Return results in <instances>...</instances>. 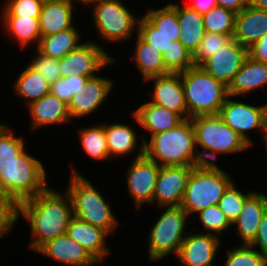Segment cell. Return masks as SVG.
Masks as SVG:
<instances>
[{"instance_id": "obj_1", "label": "cell", "mask_w": 267, "mask_h": 266, "mask_svg": "<svg viewBox=\"0 0 267 266\" xmlns=\"http://www.w3.org/2000/svg\"><path fill=\"white\" fill-rule=\"evenodd\" d=\"M64 192V193H63ZM49 186L42 193L20 202V219L30 227L31 251H37L47 241L66 234L73 217L72 202L66 191Z\"/></svg>"}, {"instance_id": "obj_2", "label": "cell", "mask_w": 267, "mask_h": 266, "mask_svg": "<svg viewBox=\"0 0 267 266\" xmlns=\"http://www.w3.org/2000/svg\"><path fill=\"white\" fill-rule=\"evenodd\" d=\"M72 166V167H71ZM70 163V176L65 191L72 202L73 216L93 226L105 230L110 236L115 235L121 225L113 213L110 201L90 179Z\"/></svg>"}, {"instance_id": "obj_3", "label": "cell", "mask_w": 267, "mask_h": 266, "mask_svg": "<svg viewBox=\"0 0 267 266\" xmlns=\"http://www.w3.org/2000/svg\"><path fill=\"white\" fill-rule=\"evenodd\" d=\"M144 155L160 166L201 165L195 145L191 119H184L173 129L144 137Z\"/></svg>"}, {"instance_id": "obj_4", "label": "cell", "mask_w": 267, "mask_h": 266, "mask_svg": "<svg viewBox=\"0 0 267 266\" xmlns=\"http://www.w3.org/2000/svg\"><path fill=\"white\" fill-rule=\"evenodd\" d=\"M195 132V145L201 164H218L220 155L247 152L251 146L233 131L219 115H198L190 118Z\"/></svg>"}, {"instance_id": "obj_5", "label": "cell", "mask_w": 267, "mask_h": 266, "mask_svg": "<svg viewBox=\"0 0 267 266\" xmlns=\"http://www.w3.org/2000/svg\"><path fill=\"white\" fill-rule=\"evenodd\" d=\"M230 175L219 164H201L193 168L181 201V207L190 218L196 221V213L218 204L234 181Z\"/></svg>"}, {"instance_id": "obj_6", "label": "cell", "mask_w": 267, "mask_h": 266, "mask_svg": "<svg viewBox=\"0 0 267 266\" xmlns=\"http://www.w3.org/2000/svg\"><path fill=\"white\" fill-rule=\"evenodd\" d=\"M125 4L124 0H95L84 7L91 10L90 22L93 21L95 35L107 45H122L133 40L134 34H137L140 13L135 15L136 12Z\"/></svg>"}, {"instance_id": "obj_7", "label": "cell", "mask_w": 267, "mask_h": 266, "mask_svg": "<svg viewBox=\"0 0 267 266\" xmlns=\"http://www.w3.org/2000/svg\"><path fill=\"white\" fill-rule=\"evenodd\" d=\"M184 88L188 118L198 115H218L229 97L228 87L200 66L179 72Z\"/></svg>"}, {"instance_id": "obj_8", "label": "cell", "mask_w": 267, "mask_h": 266, "mask_svg": "<svg viewBox=\"0 0 267 266\" xmlns=\"http://www.w3.org/2000/svg\"><path fill=\"white\" fill-rule=\"evenodd\" d=\"M162 211L147 233L149 262H160L170 255L178 256L182 242L189 230V215L181 207H159ZM187 230V231H186Z\"/></svg>"}, {"instance_id": "obj_9", "label": "cell", "mask_w": 267, "mask_h": 266, "mask_svg": "<svg viewBox=\"0 0 267 266\" xmlns=\"http://www.w3.org/2000/svg\"><path fill=\"white\" fill-rule=\"evenodd\" d=\"M28 146L0 172V188L19 202L45 191L49 185L47 168L27 150ZM35 157H34V156Z\"/></svg>"}, {"instance_id": "obj_10", "label": "cell", "mask_w": 267, "mask_h": 266, "mask_svg": "<svg viewBox=\"0 0 267 266\" xmlns=\"http://www.w3.org/2000/svg\"><path fill=\"white\" fill-rule=\"evenodd\" d=\"M240 99V97L229 96L218 115L251 147L255 144V140L248 134L251 131V134L255 131L260 134L264 145L267 141V102L257 105Z\"/></svg>"}, {"instance_id": "obj_11", "label": "cell", "mask_w": 267, "mask_h": 266, "mask_svg": "<svg viewBox=\"0 0 267 266\" xmlns=\"http://www.w3.org/2000/svg\"><path fill=\"white\" fill-rule=\"evenodd\" d=\"M82 43L77 49L59 59L61 77L69 75L95 77L99 71L106 70L108 66L116 63V57L110 55L104 43L90 39ZM104 46V47H103ZM115 61V62H114Z\"/></svg>"}, {"instance_id": "obj_12", "label": "cell", "mask_w": 267, "mask_h": 266, "mask_svg": "<svg viewBox=\"0 0 267 266\" xmlns=\"http://www.w3.org/2000/svg\"><path fill=\"white\" fill-rule=\"evenodd\" d=\"M126 169L128 196L133 200L134 207L141 210L142 206L153 202V195L160 165L148 159L145 155L132 159Z\"/></svg>"}, {"instance_id": "obj_13", "label": "cell", "mask_w": 267, "mask_h": 266, "mask_svg": "<svg viewBox=\"0 0 267 266\" xmlns=\"http://www.w3.org/2000/svg\"><path fill=\"white\" fill-rule=\"evenodd\" d=\"M114 79L107 76H100V73L87 80L84 87L78 93L74 94L68 104V112L71 120L85 119L96 114V111L102 109L105 102L112 94ZM108 98V99H107Z\"/></svg>"}, {"instance_id": "obj_14", "label": "cell", "mask_w": 267, "mask_h": 266, "mask_svg": "<svg viewBox=\"0 0 267 266\" xmlns=\"http://www.w3.org/2000/svg\"><path fill=\"white\" fill-rule=\"evenodd\" d=\"M222 241L224 240L216 235L189 230L176 260L178 259L180 266H217L215 262Z\"/></svg>"}, {"instance_id": "obj_15", "label": "cell", "mask_w": 267, "mask_h": 266, "mask_svg": "<svg viewBox=\"0 0 267 266\" xmlns=\"http://www.w3.org/2000/svg\"><path fill=\"white\" fill-rule=\"evenodd\" d=\"M194 167L189 166H161L157 176L152 206L178 207L188 178Z\"/></svg>"}, {"instance_id": "obj_16", "label": "cell", "mask_w": 267, "mask_h": 266, "mask_svg": "<svg viewBox=\"0 0 267 266\" xmlns=\"http://www.w3.org/2000/svg\"><path fill=\"white\" fill-rule=\"evenodd\" d=\"M153 83L149 91L148 101L167 108L188 119V109L185 103L184 88L180 73H169L146 79L143 83Z\"/></svg>"}, {"instance_id": "obj_17", "label": "cell", "mask_w": 267, "mask_h": 266, "mask_svg": "<svg viewBox=\"0 0 267 266\" xmlns=\"http://www.w3.org/2000/svg\"><path fill=\"white\" fill-rule=\"evenodd\" d=\"M248 57V48L231 39L200 67L227 87Z\"/></svg>"}, {"instance_id": "obj_18", "label": "cell", "mask_w": 267, "mask_h": 266, "mask_svg": "<svg viewBox=\"0 0 267 266\" xmlns=\"http://www.w3.org/2000/svg\"><path fill=\"white\" fill-rule=\"evenodd\" d=\"M114 122H110V124L107 122L104 123L109 160L128 159L129 155L135 153L136 156L133 155V158L130 160L144 156V141L141 133L138 134L136 129L128 123Z\"/></svg>"}, {"instance_id": "obj_19", "label": "cell", "mask_w": 267, "mask_h": 266, "mask_svg": "<svg viewBox=\"0 0 267 266\" xmlns=\"http://www.w3.org/2000/svg\"><path fill=\"white\" fill-rule=\"evenodd\" d=\"M66 235L80 244L100 265L113 252L106 244L111 236L105 230L74 216L69 221Z\"/></svg>"}, {"instance_id": "obj_20", "label": "cell", "mask_w": 267, "mask_h": 266, "mask_svg": "<svg viewBox=\"0 0 267 266\" xmlns=\"http://www.w3.org/2000/svg\"><path fill=\"white\" fill-rule=\"evenodd\" d=\"M37 253L63 266L100 265L80 244L66 234L47 241L36 251Z\"/></svg>"}, {"instance_id": "obj_21", "label": "cell", "mask_w": 267, "mask_h": 266, "mask_svg": "<svg viewBox=\"0 0 267 266\" xmlns=\"http://www.w3.org/2000/svg\"><path fill=\"white\" fill-rule=\"evenodd\" d=\"M267 209V193L254 191L244 202L239 216L232 222L238 244L250 245L257 234L264 212Z\"/></svg>"}, {"instance_id": "obj_22", "label": "cell", "mask_w": 267, "mask_h": 266, "mask_svg": "<svg viewBox=\"0 0 267 266\" xmlns=\"http://www.w3.org/2000/svg\"><path fill=\"white\" fill-rule=\"evenodd\" d=\"M134 122L137 124V128H143L144 131H139L143 138L146 136L143 132H149L148 137L155 135L160 132H164L176 127L184 119L174 111L168 110L165 107L155 105L149 101H144L132 110V115Z\"/></svg>"}, {"instance_id": "obj_23", "label": "cell", "mask_w": 267, "mask_h": 266, "mask_svg": "<svg viewBox=\"0 0 267 266\" xmlns=\"http://www.w3.org/2000/svg\"><path fill=\"white\" fill-rule=\"evenodd\" d=\"M26 110L31 120L29 131L73 123L69 116L68 104L51 93L28 105Z\"/></svg>"}, {"instance_id": "obj_24", "label": "cell", "mask_w": 267, "mask_h": 266, "mask_svg": "<svg viewBox=\"0 0 267 266\" xmlns=\"http://www.w3.org/2000/svg\"><path fill=\"white\" fill-rule=\"evenodd\" d=\"M71 0H53L43 3L39 25L41 36H48L72 28L77 24L76 6ZM75 12V13H74Z\"/></svg>"}, {"instance_id": "obj_25", "label": "cell", "mask_w": 267, "mask_h": 266, "mask_svg": "<svg viewBox=\"0 0 267 266\" xmlns=\"http://www.w3.org/2000/svg\"><path fill=\"white\" fill-rule=\"evenodd\" d=\"M267 34V11L246 6L235 15L233 39L249 48Z\"/></svg>"}, {"instance_id": "obj_26", "label": "cell", "mask_w": 267, "mask_h": 266, "mask_svg": "<svg viewBox=\"0 0 267 266\" xmlns=\"http://www.w3.org/2000/svg\"><path fill=\"white\" fill-rule=\"evenodd\" d=\"M266 86L267 63L254 61L248 56L228 86V93L232 97L238 98L242 96L245 98L253 91L266 89Z\"/></svg>"}, {"instance_id": "obj_27", "label": "cell", "mask_w": 267, "mask_h": 266, "mask_svg": "<svg viewBox=\"0 0 267 266\" xmlns=\"http://www.w3.org/2000/svg\"><path fill=\"white\" fill-rule=\"evenodd\" d=\"M1 28L7 38L25 51V48H37L40 38L39 17L0 16Z\"/></svg>"}, {"instance_id": "obj_28", "label": "cell", "mask_w": 267, "mask_h": 266, "mask_svg": "<svg viewBox=\"0 0 267 266\" xmlns=\"http://www.w3.org/2000/svg\"><path fill=\"white\" fill-rule=\"evenodd\" d=\"M136 37V38H135ZM133 39L136 42L131 56L135 66L142 76V81L146 79L171 73L164 64L162 54L152 45L145 42L138 34Z\"/></svg>"}, {"instance_id": "obj_29", "label": "cell", "mask_w": 267, "mask_h": 266, "mask_svg": "<svg viewBox=\"0 0 267 266\" xmlns=\"http://www.w3.org/2000/svg\"><path fill=\"white\" fill-rule=\"evenodd\" d=\"M77 26L80 25L75 24L67 30L48 36H41L36 49L51 58L62 59L85 42V38H83V34Z\"/></svg>"}, {"instance_id": "obj_30", "label": "cell", "mask_w": 267, "mask_h": 266, "mask_svg": "<svg viewBox=\"0 0 267 266\" xmlns=\"http://www.w3.org/2000/svg\"><path fill=\"white\" fill-rule=\"evenodd\" d=\"M181 5L178 1L176 2V12L179 28L181 29L179 40L193 55L206 33L203 14H200L187 5Z\"/></svg>"}, {"instance_id": "obj_31", "label": "cell", "mask_w": 267, "mask_h": 266, "mask_svg": "<svg viewBox=\"0 0 267 266\" xmlns=\"http://www.w3.org/2000/svg\"><path fill=\"white\" fill-rule=\"evenodd\" d=\"M12 85L15 96L24 101L26 107L50 93V83L29 65L21 69Z\"/></svg>"}, {"instance_id": "obj_32", "label": "cell", "mask_w": 267, "mask_h": 266, "mask_svg": "<svg viewBox=\"0 0 267 266\" xmlns=\"http://www.w3.org/2000/svg\"><path fill=\"white\" fill-rule=\"evenodd\" d=\"M79 144L84 150V154L92 160L102 163L109 160V150L105 135L104 122L91 126L78 128ZM108 159V160H107Z\"/></svg>"}, {"instance_id": "obj_33", "label": "cell", "mask_w": 267, "mask_h": 266, "mask_svg": "<svg viewBox=\"0 0 267 266\" xmlns=\"http://www.w3.org/2000/svg\"><path fill=\"white\" fill-rule=\"evenodd\" d=\"M156 28L158 32L167 37H179L181 29L176 12V2L168 3L160 8L149 6L143 14Z\"/></svg>"}, {"instance_id": "obj_34", "label": "cell", "mask_w": 267, "mask_h": 266, "mask_svg": "<svg viewBox=\"0 0 267 266\" xmlns=\"http://www.w3.org/2000/svg\"><path fill=\"white\" fill-rule=\"evenodd\" d=\"M8 124L4 120L0 123V172L15 160V157L26 148L27 144L23 135L15 134L16 131Z\"/></svg>"}, {"instance_id": "obj_35", "label": "cell", "mask_w": 267, "mask_h": 266, "mask_svg": "<svg viewBox=\"0 0 267 266\" xmlns=\"http://www.w3.org/2000/svg\"><path fill=\"white\" fill-rule=\"evenodd\" d=\"M235 15L234 11L225 9L222 6H214L207 13L203 14L205 32L229 35L232 38Z\"/></svg>"}, {"instance_id": "obj_36", "label": "cell", "mask_w": 267, "mask_h": 266, "mask_svg": "<svg viewBox=\"0 0 267 266\" xmlns=\"http://www.w3.org/2000/svg\"><path fill=\"white\" fill-rule=\"evenodd\" d=\"M225 249L222 266H267V257L251 245L237 244Z\"/></svg>"}, {"instance_id": "obj_37", "label": "cell", "mask_w": 267, "mask_h": 266, "mask_svg": "<svg viewBox=\"0 0 267 266\" xmlns=\"http://www.w3.org/2000/svg\"><path fill=\"white\" fill-rule=\"evenodd\" d=\"M195 215H197L196 218L198 217L197 220L199 219L200 226L202 225L200 233L213 234L222 238L225 235L224 232L230 229L232 231V223L218 205L209 206Z\"/></svg>"}, {"instance_id": "obj_38", "label": "cell", "mask_w": 267, "mask_h": 266, "mask_svg": "<svg viewBox=\"0 0 267 266\" xmlns=\"http://www.w3.org/2000/svg\"><path fill=\"white\" fill-rule=\"evenodd\" d=\"M20 221V202L0 188V239L10 236Z\"/></svg>"}, {"instance_id": "obj_39", "label": "cell", "mask_w": 267, "mask_h": 266, "mask_svg": "<svg viewBox=\"0 0 267 266\" xmlns=\"http://www.w3.org/2000/svg\"><path fill=\"white\" fill-rule=\"evenodd\" d=\"M162 56L165 67L171 73L186 71L193 66V55L180 40L172 41Z\"/></svg>"}, {"instance_id": "obj_40", "label": "cell", "mask_w": 267, "mask_h": 266, "mask_svg": "<svg viewBox=\"0 0 267 266\" xmlns=\"http://www.w3.org/2000/svg\"><path fill=\"white\" fill-rule=\"evenodd\" d=\"M235 183L233 181L228 186L217 204L231 223L239 216L245 200L255 191L250 190L245 193V191L238 189L239 186Z\"/></svg>"}, {"instance_id": "obj_41", "label": "cell", "mask_w": 267, "mask_h": 266, "mask_svg": "<svg viewBox=\"0 0 267 266\" xmlns=\"http://www.w3.org/2000/svg\"><path fill=\"white\" fill-rule=\"evenodd\" d=\"M137 34L161 54L179 37H167L160 32L144 15H140Z\"/></svg>"}, {"instance_id": "obj_42", "label": "cell", "mask_w": 267, "mask_h": 266, "mask_svg": "<svg viewBox=\"0 0 267 266\" xmlns=\"http://www.w3.org/2000/svg\"><path fill=\"white\" fill-rule=\"evenodd\" d=\"M232 38L229 35L205 33L196 52L193 54V66H201Z\"/></svg>"}, {"instance_id": "obj_43", "label": "cell", "mask_w": 267, "mask_h": 266, "mask_svg": "<svg viewBox=\"0 0 267 266\" xmlns=\"http://www.w3.org/2000/svg\"><path fill=\"white\" fill-rule=\"evenodd\" d=\"M90 77L69 75L60 77L50 84V93L64 101L66 104L72 100L74 94L84 87Z\"/></svg>"}, {"instance_id": "obj_44", "label": "cell", "mask_w": 267, "mask_h": 266, "mask_svg": "<svg viewBox=\"0 0 267 266\" xmlns=\"http://www.w3.org/2000/svg\"><path fill=\"white\" fill-rule=\"evenodd\" d=\"M43 3L41 0H5L0 16L40 17Z\"/></svg>"}, {"instance_id": "obj_45", "label": "cell", "mask_w": 267, "mask_h": 266, "mask_svg": "<svg viewBox=\"0 0 267 266\" xmlns=\"http://www.w3.org/2000/svg\"><path fill=\"white\" fill-rule=\"evenodd\" d=\"M33 58L27 63L33 70L40 73L50 84L58 80L60 75L59 59L51 58L31 47Z\"/></svg>"}, {"instance_id": "obj_46", "label": "cell", "mask_w": 267, "mask_h": 266, "mask_svg": "<svg viewBox=\"0 0 267 266\" xmlns=\"http://www.w3.org/2000/svg\"><path fill=\"white\" fill-rule=\"evenodd\" d=\"M250 245L267 257V209L261 219L256 237Z\"/></svg>"}, {"instance_id": "obj_47", "label": "cell", "mask_w": 267, "mask_h": 266, "mask_svg": "<svg viewBox=\"0 0 267 266\" xmlns=\"http://www.w3.org/2000/svg\"><path fill=\"white\" fill-rule=\"evenodd\" d=\"M248 56L254 61L267 63V34L248 48Z\"/></svg>"}, {"instance_id": "obj_48", "label": "cell", "mask_w": 267, "mask_h": 266, "mask_svg": "<svg viewBox=\"0 0 267 266\" xmlns=\"http://www.w3.org/2000/svg\"><path fill=\"white\" fill-rule=\"evenodd\" d=\"M190 3V4H189ZM187 6L200 14H205L217 5V0H188Z\"/></svg>"}, {"instance_id": "obj_49", "label": "cell", "mask_w": 267, "mask_h": 266, "mask_svg": "<svg viewBox=\"0 0 267 266\" xmlns=\"http://www.w3.org/2000/svg\"><path fill=\"white\" fill-rule=\"evenodd\" d=\"M217 5L238 13L249 5V0H217Z\"/></svg>"}, {"instance_id": "obj_50", "label": "cell", "mask_w": 267, "mask_h": 266, "mask_svg": "<svg viewBox=\"0 0 267 266\" xmlns=\"http://www.w3.org/2000/svg\"><path fill=\"white\" fill-rule=\"evenodd\" d=\"M249 5L267 11V0H249Z\"/></svg>"}, {"instance_id": "obj_51", "label": "cell", "mask_w": 267, "mask_h": 266, "mask_svg": "<svg viewBox=\"0 0 267 266\" xmlns=\"http://www.w3.org/2000/svg\"><path fill=\"white\" fill-rule=\"evenodd\" d=\"M72 2H74L75 4L78 3V6L81 4V6H88L91 2L95 1V0H71Z\"/></svg>"}, {"instance_id": "obj_52", "label": "cell", "mask_w": 267, "mask_h": 266, "mask_svg": "<svg viewBox=\"0 0 267 266\" xmlns=\"http://www.w3.org/2000/svg\"><path fill=\"white\" fill-rule=\"evenodd\" d=\"M263 146H264V150L266 152L265 156L267 157V141H266V143ZM265 164H267V163H265ZM266 167H267V165H266Z\"/></svg>"}]
</instances>
